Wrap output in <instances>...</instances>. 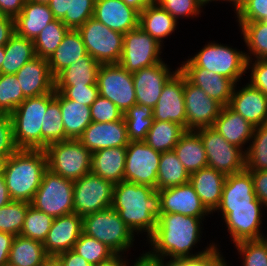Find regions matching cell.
<instances>
[{"instance_id":"cell-73","label":"cell","mask_w":267,"mask_h":266,"mask_svg":"<svg viewBox=\"0 0 267 266\" xmlns=\"http://www.w3.org/2000/svg\"><path fill=\"white\" fill-rule=\"evenodd\" d=\"M200 1V3L203 5V6H205L206 4H208L209 2H212V1H228L229 2V0H199Z\"/></svg>"},{"instance_id":"cell-56","label":"cell","mask_w":267,"mask_h":266,"mask_svg":"<svg viewBox=\"0 0 267 266\" xmlns=\"http://www.w3.org/2000/svg\"><path fill=\"white\" fill-rule=\"evenodd\" d=\"M252 60L247 61V70L251 69L249 84L267 96V59Z\"/></svg>"},{"instance_id":"cell-35","label":"cell","mask_w":267,"mask_h":266,"mask_svg":"<svg viewBox=\"0 0 267 266\" xmlns=\"http://www.w3.org/2000/svg\"><path fill=\"white\" fill-rule=\"evenodd\" d=\"M173 151L189 174L207 167V155L201 137L195 130H187Z\"/></svg>"},{"instance_id":"cell-38","label":"cell","mask_w":267,"mask_h":266,"mask_svg":"<svg viewBox=\"0 0 267 266\" xmlns=\"http://www.w3.org/2000/svg\"><path fill=\"white\" fill-rule=\"evenodd\" d=\"M187 130L173 121H153L144 142L158 152L173 151Z\"/></svg>"},{"instance_id":"cell-46","label":"cell","mask_w":267,"mask_h":266,"mask_svg":"<svg viewBox=\"0 0 267 266\" xmlns=\"http://www.w3.org/2000/svg\"><path fill=\"white\" fill-rule=\"evenodd\" d=\"M53 217L45 212L36 210L33 206H29L25 216L24 224L20 235L33 240L44 242L49 232Z\"/></svg>"},{"instance_id":"cell-60","label":"cell","mask_w":267,"mask_h":266,"mask_svg":"<svg viewBox=\"0 0 267 266\" xmlns=\"http://www.w3.org/2000/svg\"><path fill=\"white\" fill-rule=\"evenodd\" d=\"M56 258L64 265V266H92L87 262L82 256L78 255L75 251L69 250L63 253H60L56 256Z\"/></svg>"},{"instance_id":"cell-10","label":"cell","mask_w":267,"mask_h":266,"mask_svg":"<svg viewBox=\"0 0 267 266\" xmlns=\"http://www.w3.org/2000/svg\"><path fill=\"white\" fill-rule=\"evenodd\" d=\"M201 137L207 166L223 174L232 175L246 169L245 151L228 143L223 136L212 127L195 130Z\"/></svg>"},{"instance_id":"cell-25","label":"cell","mask_w":267,"mask_h":266,"mask_svg":"<svg viewBox=\"0 0 267 266\" xmlns=\"http://www.w3.org/2000/svg\"><path fill=\"white\" fill-rule=\"evenodd\" d=\"M93 17L122 34L136 29L139 23V12L122 0H95Z\"/></svg>"},{"instance_id":"cell-28","label":"cell","mask_w":267,"mask_h":266,"mask_svg":"<svg viewBox=\"0 0 267 266\" xmlns=\"http://www.w3.org/2000/svg\"><path fill=\"white\" fill-rule=\"evenodd\" d=\"M212 128L220 133L228 143L244 150L245 144L247 145L251 141L255 127L229 106H223Z\"/></svg>"},{"instance_id":"cell-52","label":"cell","mask_w":267,"mask_h":266,"mask_svg":"<svg viewBox=\"0 0 267 266\" xmlns=\"http://www.w3.org/2000/svg\"><path fill=\"white\" fill-rule=\"evenodd\" d=\"M92 122L108 123L123 118V113L109 99L98 96L90 106Z\"/></svg>"},{"instance_id":"cell-54","label":"cell","mask_w":267,"mask_h":266,"mask_svg":"<svg viewBox=\"0 0 267 266\" xmlns=\"http://www.w3.org/2000/svg\"><path fill=\"white\" fill-rule=\"evenodd\" d=\"M17 150L11 115L0 113V156L8 159Z\"/></svg>"},{"instance_id":"cell-72","label":"cell","mask_w":267,"mask_h":266,"mask_svg":"<svg viewBox=\"0 0 267 266\" xmlns=\"http://www.w3.org/2000/svg\"><path fill=\"white\" fill-rule=\"evenodd\" d=\"M6 158L0 156V176L4 173V166H5Z\"/></svg>"},{"instance_id":"cell-22","label":"cell","mask_w":267,"mask_h":266,"mask_svg":"<svg viewBox=\"0 0 267 266\" xmlns=\"http://www.w3.org/2000/svg\"><path fill=\"white\" fill-rule=\"evenodd\" d=\"M78 140L91 153L104 148L127 147L129 139L125 119L108 123L91 122Z\"/></svg>"},{"instance_id":"cell-43","label":"cell","mask_w":267,"mask_h":266,"mask_svg":"<svg viewBox=\"0 0 267 266\" xmlns=\"http://www.w3.org/2000/svg\"><path fill=\"white\" fill-rule=\"evenodd\" d=\"M245 151L246 169L267 170V123L254 128V133Z\"/></svg>"},{"instance_id":"cell-64","label":"cell","mask_w":267,"mask_h":266,"mask_svg":"<svg viewBox=\"0 0 267 266\" xmlns=\"http://www.w3.org/2000/svg\"><path fill=\"white\" fill-rule=\"evenodd\" d=\"M48 6L55 19L62 20L64 16H70V0H50Z\"/></svg>"},{"instance_id":"cell-36","label":"cell","mask_w":267,"mask_h":266,"mask_svg":"<svg viewBox=\"0 0 267 266\" xmlns=\"http://www.w3.org/2000/svg\"><path fill=\"white\" fill-rule=\"evenodd\" d=\"M49 258L43 242L17 235L9 252L8 266H45Z\"/></svg>"},{"instance_id":"cell-45","label":"cell","mask_w":267,"mask_h":266,"mask_svg":"<svg viewBox=\"0 0 267 266\" xmlns=\"http://www.w3.org/2000/svg\"><path fill=\"white\" fill-rule=\"evenodd\" d=\"M31 203L11 201L0 208V231L20 235L28 207Z\"/></svg>"},{"instance_id":"cell-65","label":"cell","mask_w":267,"mask_h":266,"mask_svg":"<svg viewBox=\"0 0 267 266\" xmlns=\"http://www.w3.org/2000/svg\"><path fill=\"white\" fill-rule=\"evenodd\" d=\"M92 266H125V258L121 254H114L107 260L101 261Z\"/></svg>"},{"instance_id":"cell-15","label":"cell","mask_w":267,"mask_h":266,"mask_svg":"<svg viewBox=\"0 0 267 266\" xmlns=\"http://www.w3.org/2000/svg\"><path fill=\"white\" fill-rule=\"evenodd\" d=\"M186 130L212 127L223 107L201 88L191 84L184 75Z\"/></svg>"},{"instance_id":"cell-49","label":"cell","mask_w":267,"mask_h":266,"mask_svg":"<svg viewBox=\"0 0 267 266\" xmlns=\"http://www.w3.org/2000/svg\"><path fill=\"white\" fill-rule=\"evenodd\" d=\"M235 245L241 257L243 266H267V240H246Z\"/></svg>"},{"instance_id":"cell-33","label":"cell","mask_w":267,"mask_h":266,"mask_svg":"<svg viewBox=\"0 0 267 266\" xmlns=\"http://www.w3.org/2000/svg\"><path fill=\"white\" fill-rule=\"evenodd\" d=\"M101 64L88 53L55 77V87L89 86L97 84Z\"/></svg>"},{"instance_id":"cell-30","label":"cell","mask_w":267,"mask_h":266,"mask_svg":"<svg viewBox=\"0 0 267 266\" xmlns=\"http://www.w3.org/2000/svg\"><path fill=\"white\" fill-rule=\"evenodd\" d=\"M126 147H112L92 153L91 173L112 182L124 181Z\"/></svg>"},{"instance_id":"cell-12","label":"cell","mask_w":267,"mask_h":266,"mask_svg":"<svg viewBox=\"0 0 267 266\" xmlns=\"http://www.w3.org/2000/svg\"><path fill=\"white\" fill-rule=\"evenodd\" d=\"M114 184L93 173L74 181V213L86 215L111 208Z\"/></svg>"},{"instance_id":"cell-21","label":"cell","mask_w":267,"mask_h":266,"mask_svg":"<svg viewBox=\"0 0 267 266\" xmlns=\"http://www.w3.org/2000/svg\"><path fill=\"white\" fill-rule=\"evenodd\" d=\"M261 209V207H230V213H221L233 244L265 237L260 229L264 215Z\"/></svg>"},{"instance_id":"cell-23","label":"cell","mask_w":267,"mask_h":266,"mask_svg":"<svg viewBox=\"0 0 267 266\" xmlns=\"http://www.w3.org/2000/svg\"><path fill=\"white\" fill-rule=\"evenodd\" d=\"M15 75L25 98L45 95L55 90V78L46 58L36 56Z\"/></svg>"},{"instance_id":"cell-41","label":"cell","mask_w":267,"mask_h":266,"mask_svg":"<svg viewBox=\"0 0 267 266\" xmlns=\"http://www.w3.org/2000/svg\"><path fill=\"white\" fill-rule=\"evenodd\" d=\"M123 117L127 126L129 141H144L153 124V108L148 105L134 104Z\"/></svg>"},{"instance_id":"cell-26","label":"cell","mask_w":267,"mask_h":266,"mask_svg":"<svg viewBox=\"0 0 267 266\" xmlns=\"http://www.w3.org/2000/svg\"><path fill=\"white\" fill-rule=\"evenodd\" d=\"M179 70L191 84L201 88L210 98L222 106L229 105L235 86L231 79L203 68H179Z\"/></svg>"},{"instance_id":"cell-18","label":"cell","mask_w":267,"mask_h":266,"mask_svg":"<svg viewBox=\"0 0 267 266\" xmlns=\"http://www.w3.org/2000/svg\"><path fill=\"white\" fill-rule=\"evenodd\" d=\"M158 191L160 194L161 214L179 213L196 218H205V216L211 214L189 182Z\"/></svg>"},{"instance_id":"cell-9","label":"cell","mask_w":267,"mask_h":266,"mask_svg":"<svg viewBox=\"0 0 267 266\" xmlns=\"http://www.w3.org/2000/svg\"><path fill=\"white\" fill-rule=\"evenodd\" d=\"M87 53L100 64L119 63L124 34L111 30L94 17L78 29Z\"/></svg>"},{"instance_id":"cell-50","label":"cell","mask_w":267,"mask_h":266,"mask_svg":"<svg viewBox=\"0 0 267 266\" xmlns=\"http://www.w3.org/2000/svg\"><path fill=\"white\" fill-rule=\"evenodd\" d=\"M162 9L166 10L178 21L179 18L201 15L203 5L199 0H155Z\"/></svg>"},{"instance_id":"cell-44","label":"cell","mask_w":267,"mask_h":266,"mask_svg":"<svg viewBox=\"0 0 267 266\" xmlns=\"http://www.w3.org/2000/svg\"><path fill=\"white\" fill-rule=\"evenodd\" d=\"M65 141V129L59 102L54 99L47 107L42 123V150L52 143Z\"/></svg>"},{"instance_id":"cell-19","label":"cell","mask_w":267,"mask_h":266,"mask_svg":"<svg viewBox=\"0 0 267 266\" xmlns=\"http://www.w3.org/2000/svg\"><path fill=\"white\" fill-rule=\"evenodd\" d=\"M230 207H264L256 198L250 170L227 175L220 205L216 211L230 213Z\"/></svg>"},{"instance_id":"cell-2","label":"cell","mask_w":267,"mask_h":266,"mask_svg":"<svg viewBox=\"0 0 267 266\" xmlns=\"http://www.w3.org/2000/svg\"><path fill=\"white\" fill-rule=\"evenodd\" d=\"M111 208L134 234L147 232L148 239L161 215L160 194L152 186L121 181L114 184Z\"/></svg>"},{"instance_id":"cell-69","label":"cell","mask_w":267,"mask_h":266,"mask_svg":"<svg viewBox=\"0 0 267 266\" xmlns=\"http://www.w3.org/2000/svg\"><path fill=\"white\" fill-rule=\"evenodd\" d=\"M250 0H229V2L235 7L237 13L243 6H245Z\"/></svg>"},{"instance_id":"cell-61","label":"cell","mask_w":267,"mask_h":266,"mask_svg":"<svg viewBox=\"0 0 267 266\" xmlns=\"http://www.w3.org/2000/svg\"><path fill=\"white\" fill-rule=\"evenodd\" d=\"M15 236L0 231V266H8L9 252Z\"/></svg>"},{"instance_id":"cell-1","label":"cell","mask_w":267,"mask_h":266,"mask_svg":"<svg viewBox=\"0 0 267 266\" xmlns=\"http://www.w3.org/2000/svg\"><path fill=\"white\" fill-rule=\"evenodd\" d=\"M204 219L179 213L161 214L153 234L147 239L152 248L149 252L170 260L198 258L210 253L217 248V244L212 242L209 247L194 254L191 251L201 240Z\"/></svg>"},{"instance_id":"cell-59","label":"cell","mask_w":267,"mask_h":266,"mask_svg":"<svg viewBox=\"0 0 267 266\" xmlns=\"http://www.w3.org/2000/svg\"><path fill=\"white\" fill-rule=\"evenodd\" d=\"M220 249L215 248L210 253L198 257V266H229Z\"/></svg>"},{"instance_id":"cell-70","label":"cell","mask_w":267,"mask_h":266,"mask_svg":"<svg viewBox=\"0 0 267 266\" xmlns=\"http://www.w3.org/2000/svg\"><path fill=\"white\" fill-rule=\"evenodd\" d=\"M45 266H64L56 257H50Z\"/></svg>"},{"instance_id":"cell-8","label":"cell","mask_w":267,"mask_h":266,"mask_svg":"<svg viewBox=\"0 0 267 266\" xmlns=\"http://www.w3.org/2000/svg\"><path fill=\"white\" fill-rule=\"evenodd\" d=\"M74 181L63 178L48 168L31 202L36 210L53 218L74 213Z\"/></svg>"},{"instance_id":"cell-5","label":"cell","mask_w":267,"mask_h":266,"mask_svg":"<svg viewBox=\"0 0 267 266\" xmlns=\"http://www.w3.org/2000/svg\"><path fill=\"white\" fill-rule=\"evenodd\" d=\"M178 68H203L231 79L235 84L247 72L246 52L208 42L195 56L187 59Z\"/></svg>"},{"instance_id":"cell-55","label":"cell","mask_w":267,"mask_h":266,"mask_svg":"<svg viewBox=\"0 0 267 266\" xmlns=\"http://www.w3.org/2000/svg\"><path fill=\"white\" fill-rule=\"evenodd\" d=\"M237 22H259L267 18V0H250L237 13Z\"/></svg>"},{"instance_id":"cell-31","label":"cell","mask_w":267,"mask_h":266,"mask_svg":"<svg viewBox=\"0 0 267 266\" xmlns=\"http://www.w3.org/2000/svg\"><path fill=\"white\" fill-rule=\"evenodd\" d=\"M55 99L59 102L61 108L65 140L78 139L92 122L90 106L67 99L57 91H55Z\"/></svg>"},{"instance_id":"cell-14","label":"cell","mask_w":267,"mask_h":266,"mask_svg":"<svg viewBox=\"0 0 267 266\" xmlns=\"http://www.w3.org/2000/svg\"><path fill=\"white\" fill-rule=\"evenodd\" d=\"M161 152L144 141H129L126 147L124 181L149 185L156 189Z\"/></svg>"},{"instance_id":"cell-39","label":"cell","mask_w":267,"mask_h":266,"mask_svg":"<svg viewBox=\"0 0 267 266\" xmlns=\"http://www.w3.org/2000/svg\"><path fill=\"white\" fill-rule=\"evenodd\" d=\"M190 174L177 158L174 151L161 153L156 190L179 186L189 182Z\"/></svg>"},{"instance_id":"cell-42","label":"cell","mask_w":267,"mask_h":266,"mask_svg":"<svg viewBox=\"0 0 267 266\" xmlns=\"http://www.w3.org/2000/svg\"><path fill=\"white\" fill-rule=\"evenodd\" d=\"M68 30L59 19L50 22L33 40L36 56L48 59L59 47Z\"/></svg>"},{"instance_id":"cell-53","label":"cell","mask_w":267,"mask_h":266,"mask_svg":"<svg viewBox=\"0 0 267 266\" xmlns=\"http://www.w3.org/2000/svg\"><path fill=\"white\" fill-rule=\"evenodd\" d=\"M55 91L62 93L67 99L80 104L91 106L99 96L98 85L55 87Z\"/></svg>"},{"instance_id":"cell-6","label":"cell","mask_w":267,"mask_h":266,"mask_svg":"<svg viewBox=\"0 0 267 266\" xmlns=\"http://www.w3.org/2000/svg\"><path fill=\"white\" fill-rule=\"evenodd\" d=\"M82 231L104 243L115 254H125L135 241V234L112 208L84 216Z\"/></svg>"},{"instance_id":"cell-68","label":"cell","mask_w":267,"mask_h":266,"mask_svg":"<svg viewBox=\"0 0 267 266\" xmlns=\"http://www.w3.org/2000/svg\"><path fill=\"white\" fill-rule=\"evenodd\" d=\"M168 266H198V258L169 260Z\"/></svg>"},{"instance_id":"cell-13","label":"cell","mask_w":267,"mask_h":266,"mask_svg":"<svg viewBox=\"0 0 267 266\" xmlns=\"http://www.w3.org/2000/svg\"><path fill=\"white\" fill-rule=\"evenodd\" d=\"M162 46L139 26L128 31L123 38V51L119 64L128 72L162 62Z\"/></svg>"},{"instance_id":"cell-57","label":"cell","mask_w":267,"mask_h":266,"mask_svg":"<svg viewBox=\"0 0 267 266\" xmlns=\"http://www.w3.org/2000/svg\"><path fill=\"white\" fill-rule=\"evenodd\" d=\"M256 198L267 207V170L250 171Z\"/></svg>"},{"instance_id":"cell-32","label":"cell","mask_w":267,"mask_h":266,"mask_svg":"<svg viewBox=\"0 0 267 266\" xmlns=\"http://www.w3.org/2000/svg\"><path fill=\"white\" fill-rule=\"evenodd\" d=\"M87 54L81 34L77 29H69L59 47L47 59L52 76L55 78Z\"/></svg>"},{"instance_id":"cell-47","label":"cell","mask_w":267,"mask_h":266,"mask_svg":"<svg viewBox=\"0 0 267 266\" xmlns=\"http://www.w3.org/2000/svg\"><path fill=\"white\" fill-rule=\"evenodd\" d=\"M25 99L16 75L0 73V113L11 114Z\"/></svg>"},{"instance_id":"cell-62","label":"cell","mask_w":267,"mask_h":266,"mask_svg":"<svg viewBox=\"0 0 267 266\" xmlns=\"http://www.w3.org/2000/svg\"><path fill=\"white\" fill-rule=\"evenodd\" d=\"M14 32V18L0 16V46H5Z\"/></svg>"},{"instance_id":"cell-58","label":"cell","mask_w":267,"mask_h":266,"mask_svg":"<svg viewBox=\"0 0 267 266\" xmlns=\"http://www.w3.org/2000/svg\"><path fill=\"white\" fill-rule=\"evenodd\" d=\"M26 0H0V16L16 18L24 7Z\"/></svg>"},{"instance_id":"cell-66","label":"cell","mask_w":267,"mask_h":266,"mask_svg":"<svg viewBox=\"0 0 267 266\" xmlns=\"http://www.w3.org/2000/svg\"><path fill=\"white\" fill-rule=\"evenodd\" d=\"M4 176H0V208L11 202Z\"/></svg>"},{"instance_id":"cell-3","label":"cell","mask_w":267,"mask_h":266,"mask_svg":"<svg viewBox=\"0 0 267 266\" xmlns=\"http://www.w3.org/2000/svg\"><path fill=\"white\" fill-rule=\"evenodd\" d=\"M47 169L45 150L18 149L4 166V179L12 201L31 203Z\"/></svg>"},{"instance_id":"cell-63","label":"cell","mask_w":267,"mask_h":266,"mask_svg":"<svg viewBox=\"0 0 267 266\" xmlns=\"http://www.w3.org/2000/svg\"><path fill=\"white\" fill-rule=\"evenodd\" d=\"M125 266H129V264L126 262V258ZM132 266H168V261H165V259L161 257L154 256L148 251L141 254V256L136 259V262L132 264Z\"/></svg>"},{"instance_id":"cell-29","label":"cell","mask_w":267,"mask_h":266,"mask_svg":"<svg viewBox=\"0 0 267 266\" xmlns=\"http://www.w3.org/2000/svg\"><path fill=\"white\" fill-rule=\"evenodd\" d=\"M55 18L47 3L26 0L22 12L14 19L15 32L34 40Z\"/></svg>"},{"instance_id":"cell-4","label":"cell","mask_w":267,"mask_h":266,"mask_svg":"<svg viewBox=\"0 0 267 266\" xmlns=\"http://www.w3.org/2000/svg\"><path fill=\"white\" fill-rule=\"evenodd\" d=\"M55 90L45 95L26 98L10 115L14 141L18 149L42 150V123Z\"/></svg>"},{"instance_id":"cell-16","label":"cell","mask_w":267,"mask_h":266,"mask_svg":"<svg viewBox=\"0 0 267 266\" xmlns=\"http://www.w3.org/2000/svg\"><path fill=\"white\" fill-rule=\"evenodd\" d=\"M154 121H173L186 129L184 74L178 70L165 83L153 108Z\"/></svg>"},{"instance_id":"cell-40","label":"cell","mask_w":267,"mask_h":266,"mask_svg":"<svg viewBox=\"0 0 267 266\" xmlns=\"http://www.w3.org/2000/svg\"><path fill=\"white\" fill-rule=\"evenodd\" d=\"M243 39L248 47L246 52L247 61L267 59V24L259 22H238Z\"/></svg>"},{"instance_id":"cell-7","label":"cell","mask_w":267,"mask_h":266,"mask_svg":"<svg viewBox=\"0 0 267 266\" xmlns=\"http://www.w3.org/2000/svg\"><path fill=\"white\" fill-rule=\"evenodd\" d=\"M47 168L70 180L80 179L91 172L92 153L78 139H67L45 148Z\"/></svg>"},{"instance_id":"cell-71","label":"cell","mask_w":267,"mask_h":266,"mask_svg":"<svg viewBox=\"0 0 267 266\" xmlns=\"http://www.w3.org/2000/svg\"><path fill=\"white\" fill-rule=\"evenodd\" d=\"M5 60V50H4V46H0V73H1V66L2 63Z\"/></svg>"},{"instance_id":"cell-34","label":"cell","mask_w":267,"mask_h":266,"mask_svg":"<svg viewBox=\"0 0 267 266\" xmlns=\"http://www.w3.org/2000/svg\"><path fill=\"white\" fill-rule=\"evenodd\" d=\"M176 25L175 18L155 2L139 13L138 26L161 45L164 44L163 39L176 30Z\"/></svg>"},{"instance_id":"cell-67","label":"cell","mask_w":267,"mask_h":266,"mask_svg":"<svg viewBox=\"0 0 267 266\" xmlns=\"http://www.w3.org/2000/svg\"><path fill=\"white\" fill-rule=\"evenodd\" d=\"M126 5L133 7L139 13L142 12L148 5L155 2V0H122Z\"/></svg>"},{"instance_id":"cell-24","label":"cell","mask_w":267,"mask_h":266,"mask_svg":"<svg viewBox=\"0 0 267 266\" xmlns=\"http://www.w3.org/2000/svg\"><path fill=\"white\" fill-rule=\"evenodd\" d=\"M236 86L228 106L254 127L267 123V96L249 83L238 90Z\"/></svg>"},{"instance_id":"cell-17","label":"cell","mask_w":267,"mask_h":266,"mask_svg":"<svg viewBox=\"0 0 267 266\" xmlns=\"http://www.w3.org/2000/svg\"><path fill=\"white\" fill-rule=\"evenodd\" d=\"M178 70L171 71L164 61L132 73L136 104L152 108L158 102L165 83Z\"/></svg>"},{"instance_id":"cell-20","label":"cell","mask_w":267,"mask_h":266,"mask_svg":"<svg viewBox=\"0 0 267 266\" xmlns=\"http://www.w3.org/2000/svg\"><path fill=\"white\" fill-rule=\"evenodd\" d=\"M83 217L76 213L53 219L51 228L43 242L44 249L50 257L72 250L83 233Z\"/></svg>"},{"instance_id":"cell-27","label":"cell","mask_w":267,"mask_h":266,"mask_svg":"<svg viewBox=\"0 0 267 266\" xmlns=\"http://www.w3.org/2000/svg\"><path fill=\"white\" fill-rule=\"evenodd\" d=\"M225 179V174L208 166L190 174L189 183L211 214L220 205Z\"/></svg>"},{"instance_id":"cell-48","label":"cell","mask_w":267,"mask_h":266,"mask_svg":"<svg viewBox=\"0 0 267 266\" xmlns=\"http://www.w3.org/2000/svg\"><path fill=\"white\" fill-rule=\"evenodd\" d=\"M91 265L107 260L115 253L99 240L82 233L72 249Z\"/></svg>"},{"instance_id":"cell-74","label":"cell","mask_w":267,"mask_h":266,"mask_svg":"<svg viewBox=\"0 0 267 266\" xmlns=\"http://www.w3.org/2000/svg\"><path fill=\"white\" fill-rule=\"evenodd\" d=\"M29 1H32V2H37V3H47L50 1V0H29Z\"/></svg>"},{"instance_id":"cell-11","label":"cell","mask_w":267,"mask_h":266,"mask_svg":"<svg viewBox=\"0 0 267 266\" xmlns=\"http://www.w3.org/2000/svg\"><path fill=\"white\" fill-rule=\"evenodd\" d=\"M97 85L99 95L113 102L123 114L136 104L132 73L119 63L101 64Z\"/></svg>"},{"instance_id":"cell-37","label":"cell","mask_w":267,"mask_h":266,"mask_svg":"<svg viewBox=\"0 0 267 266\" xmlns=\"http://www.w3.org/2000/svg\"><path fill=\"white\" fill-rule=\"evenodd\" d=\"M5 60L1 74H16L27 62L36 57L33 40L14 32L4 46Z\"/></svg>"},{"instance_id":"cell-51","label":"cell","mask_w":267,"mask_h":266,"mask_svg":"<svg viewBox=\"0 0 267 266\" xmlns=\"http://www.w3.org/2000/svg\"><path fill=\"white\" fill-rule=\"evenodd\" d=\"M95 0H70V16L61 20L69 29H78L94 15Z\"/></svg>"}]
</instances>
